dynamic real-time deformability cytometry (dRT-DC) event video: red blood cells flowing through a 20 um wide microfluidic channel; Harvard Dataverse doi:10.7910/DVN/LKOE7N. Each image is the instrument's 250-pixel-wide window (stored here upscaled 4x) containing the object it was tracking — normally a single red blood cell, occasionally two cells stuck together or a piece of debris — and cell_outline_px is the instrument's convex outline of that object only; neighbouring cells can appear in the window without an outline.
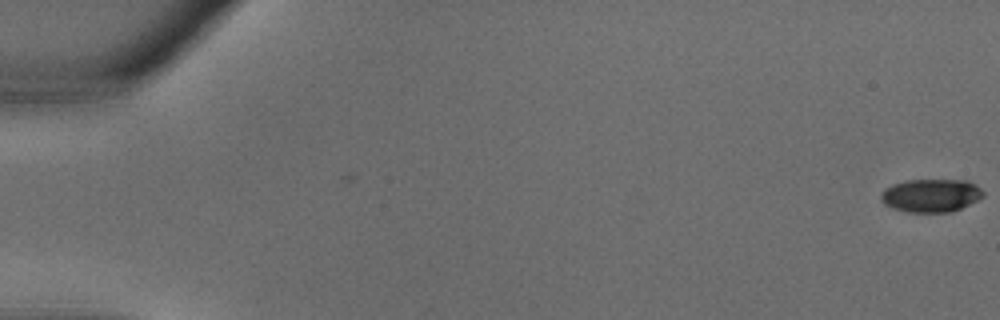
{"species": "common noctule bat (a hibernating species)", "species_latin": "Nyctalus noctula", "temperature_condition": "warm", "stored_images_in_passage": 2, "camera_frame_rate_fps": 3000, "um_per_image_px": 0.085, "animal": {"sex": "male", "body_mass_g": 18.8}, "frame": {"image": 1, "passage_image": 2, "time_ms": 0.333, "image_size_px": [1000, 320], "cell_outline_px": [[984, 196], [952, 212], [908, 212], [892, 208], [884, 204], [880, 200], [880, 196], [884, 188], [892, 184], [908, 180], [968, 180], [976, 184], [984, 192]], "centroid_in_image_um": [79.11, 16.61], "position_along_channel_um": 5.9, "area_um2": 19.83}}